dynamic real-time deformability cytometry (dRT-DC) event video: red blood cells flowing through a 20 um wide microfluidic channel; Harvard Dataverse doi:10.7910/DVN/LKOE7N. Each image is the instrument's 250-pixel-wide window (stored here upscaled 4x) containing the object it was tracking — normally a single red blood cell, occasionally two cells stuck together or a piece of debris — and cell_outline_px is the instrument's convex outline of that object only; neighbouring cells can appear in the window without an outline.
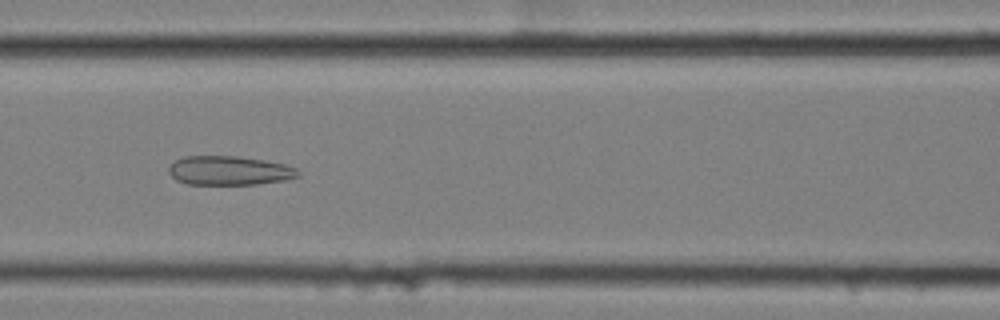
{"species": "common noctule bat (a hibernating species)", "species_latin": "Nyctalus noctula", "temperature_condition": "cold", "stored_images_in_passage": 58, "camera_frame_rate_fps": 3000, "um_per_image_px": 0.085, "animal": {"sex": "female", "body_mass_g": 25.1}, "frame": {"image": 1, "passage_image": 25, "time_ms": 8.0, "image_size_px": [1000, 320], "cell_outline_px": [[300, 176], [284, 180], [256, 184], [188, 184], [176, 180], [168, 172], [168, 168], [176, 160], [184, 156], [236, 156], [264, 160], [284, 164], [296, 168], [300, 172]], "centroid_in_image_um": [19.49, 14.5], "position_along_channel_um": 147.1, "area_um2": 21.85}}
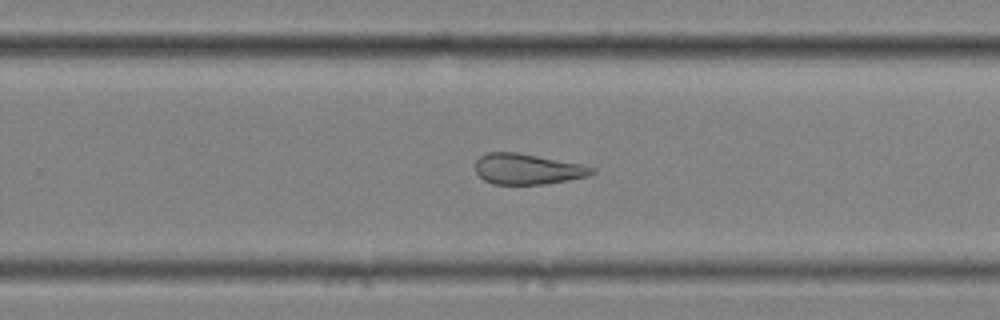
{"frame": {"image": 2, "passage_image": 37, "time_ms": 12.0, "image_size_px": [1000, 320], "cell_outline_px": [[596, 172], [588, 176], [548, 184], [492, 184], [484, 180], [476, 172], [476, 160], [480, 156], [488, 152], [516, 152], [580, 164], [596, 168]], "centroid_in_image_um": [44.84, 14.37], "position_along_channel_um": 285.0, "area_um2": 20.75}}
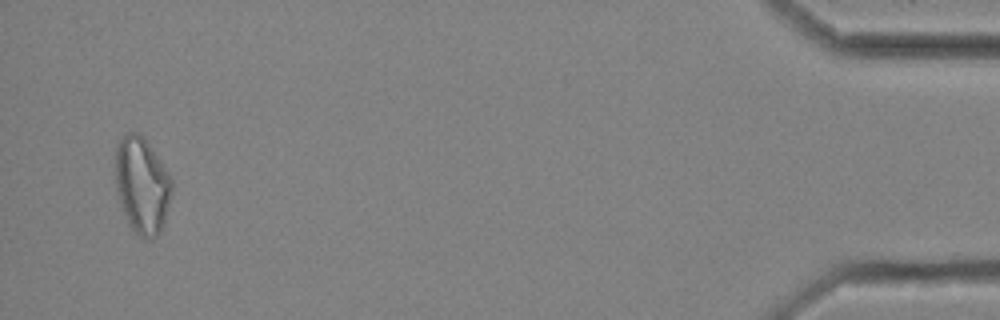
{"frame": {"image": 3, "passage_image": 56, "time_ms": 18.333, "image_size_px": [1000, 320], "cell_outline_px": [[172, 188], [164, 224], [160, 232], [152, 240], [144, 240], [132, 232], [128, 224], [120, 204], [116, 192], [116, 144], [128, 132], [136, 132], [144, 136], [168, 172], [172, 180]], "centroid_in_image_um": [12.06, 15.8], "position_along_channel_um": 423.1, "area_um2": 32.02}, "authors_computed_cell_mechanics": {"area_um2": 26.9637, "velocity_mm_per_s": 3.4578, "shape_relaxation_time_tau1_ms": null, "shape_relaxation_time_tau2_ms": 3.1054, "deformation_change_tau1": null, "deformation_change_tau2": 0.1228}}